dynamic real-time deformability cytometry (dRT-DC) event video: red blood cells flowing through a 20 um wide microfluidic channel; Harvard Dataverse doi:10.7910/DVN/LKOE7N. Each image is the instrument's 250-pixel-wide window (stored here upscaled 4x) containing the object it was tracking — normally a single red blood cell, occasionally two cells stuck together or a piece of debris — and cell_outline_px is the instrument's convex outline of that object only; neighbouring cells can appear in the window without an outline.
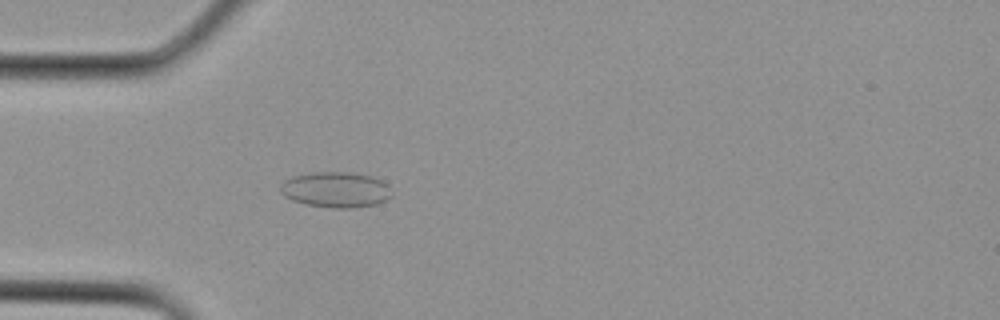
{"species": "Egyptian fruit bat (a non-hibernating species)", "species_latin": "Rousettus aegyptiacus", "temperature_condition": "cold", "stored_images_in_passage": 1, "camera_frame_rate_fps": 3000, "um_per_image_px": 0.085, "animal": {"sex": "female"}, "frame": {"image": 1, "passage_image": 1, "time_ms": 0.0, "image_size_px": [1000, 320], "cell_outline_px": [[392, 196], [376, 204], [352, 208], [332, 208], [304, 204], [292, 200], [284, 196], [280, 192], [280, 184], [284, 180], [292, 176], [312, 172], [352, 172], [372, 176], [388, 184], [392, 192]], "centroid_in_image_um": [28.52, 16.12], "position_along_channel_um": 56.5, "area_um2": 23.35}}